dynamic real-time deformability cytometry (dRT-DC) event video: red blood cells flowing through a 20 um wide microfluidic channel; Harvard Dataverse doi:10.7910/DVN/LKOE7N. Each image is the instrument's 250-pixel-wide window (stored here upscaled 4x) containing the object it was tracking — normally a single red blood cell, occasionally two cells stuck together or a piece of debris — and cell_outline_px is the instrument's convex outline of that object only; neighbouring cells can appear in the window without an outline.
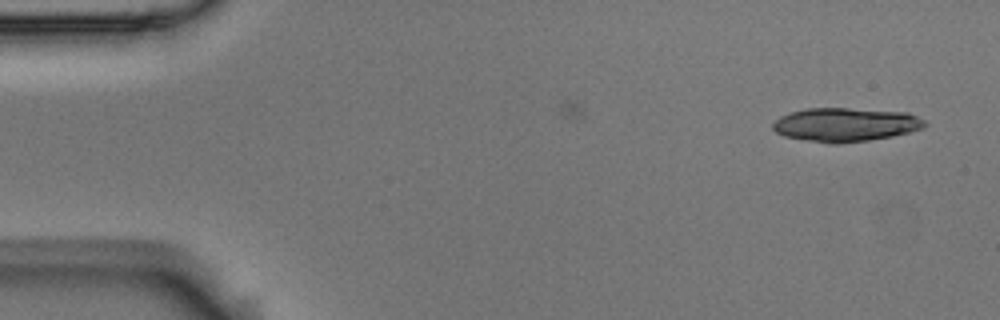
{"species": "Egyptian fruit bat (a non-hibernating species)", "species_latin": "Rousettus aegyptiacus", "temperature_condition": "room temperature", "stored_images_in_passage": 4, "segment_of_instrument_passage": [2, 2], "camera_frame_rate_fps": 3000, "um_per_image_px": 0.085, "animal": {"sex": "male"}, "frame": {"image": 1, "passage_image": 4, "time_ms": 1.0, "image_size_px": [1000, 320], "cell_outline_px": [[928, 124], [924, 128], [892, 136], [868, 140], [836, 144], [832, 144], [784, 136], [776, 132], [772, 128], [772, 124], [780, 116], [792, 112], [808, 108], [848, 108], [908, 112], [924, 120]], "centroid_in_image_um": [71.88, 10.59], "position_along_channel_um": 13.1, "area_um2": 29.77}}